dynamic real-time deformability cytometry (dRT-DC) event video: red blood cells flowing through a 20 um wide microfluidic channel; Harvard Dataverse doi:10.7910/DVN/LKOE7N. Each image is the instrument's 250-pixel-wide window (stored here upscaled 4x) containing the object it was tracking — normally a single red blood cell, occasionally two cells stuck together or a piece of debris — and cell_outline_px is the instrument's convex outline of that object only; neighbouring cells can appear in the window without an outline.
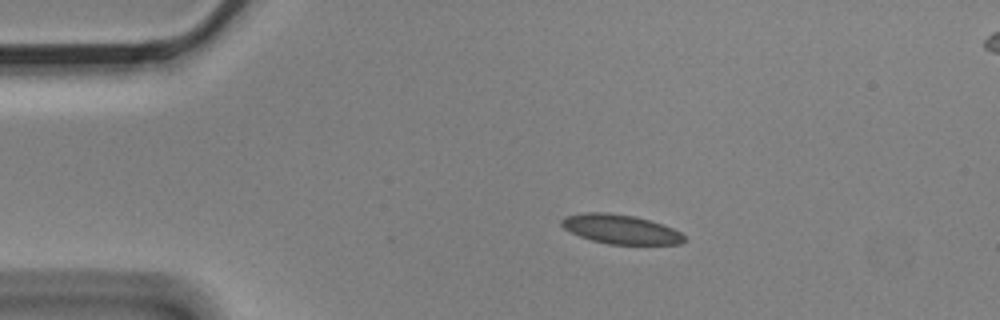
{"species": "Egyptian fruit bat (a non-hibernating species)", "species_latin": "Rousettus aegyptiacus", "temperature_condition": "cold", "stored_images_in_passage": 6, "camera_frame_rate_fps": 3000, "um_per_image_px": 0.085, "animal": {"sex": "male"}, "frame": {"image": 1, "passage_image": 3, "time_ms": 0.667, "image_size_px": [1000, 320], "cell_outline_px": [[684, 240], [680, 244], [608, 244], [592, 240], [580, 236], [564, 228], [560, 224], [560, 220], [564, 216], [588, 212], [604, 212], [632, 216], [648, 220], [672, 228], [680, 232], [684, 236]], "centroid_in_image_um": [52.71, 19.48], "position_along_channel_um": 32.3, "area_um2": 20.58}}
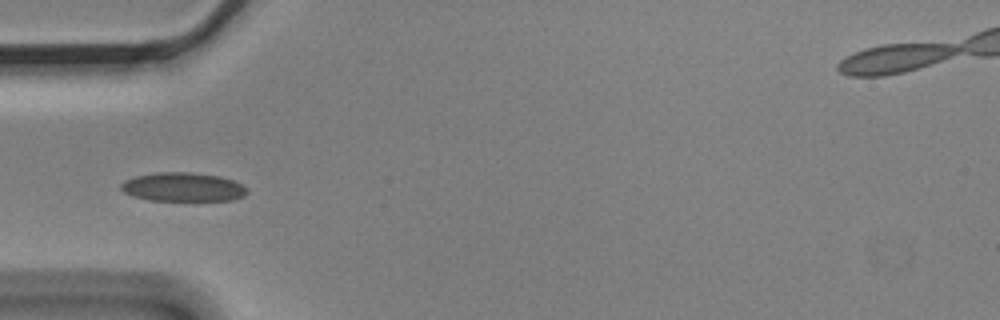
{"frame": {"image": 2, "passage_image": 5, "time_ms": 1.333, "image_size_px": [1000, 320], "cell_outline_px": [[248, 192], [244, 196], [232, 200], [148, 200], [132, 196], [124, 192], [120, 188], [120, 184], [124, 180], [136, 176], [156, 172], [192, 172], [220, 176], [232, 180], [240, 184]], "centroid_in_image_um": [15.51, 15.89], "position_along_channel_um": 69.5, "area_um2": 21.15}}
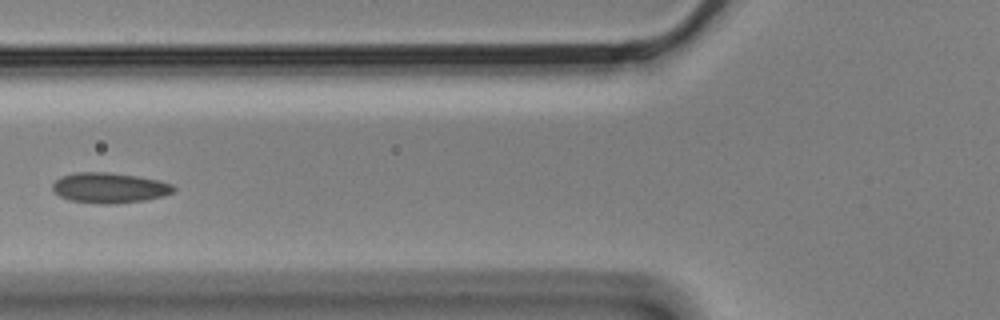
{"frame": {"image": 3, "passage_image": 6, "time_ms": 1.667, "image_size_px": [1000, 320], "cell_outline_px": [[176, 188], [172, 192], [164, 196], [144, 200], [116, 204], [96, 204], [72, 200], [60, 196], [52, 192], [52, 184], [60, 176], [76, 172], [108, 172], [136, 176], [160, 180], [172, 184]], "centroid_in_image_um": [9.29, 15.96], "position_along_channel_um": 116.5, "area_um2": 21.56}}